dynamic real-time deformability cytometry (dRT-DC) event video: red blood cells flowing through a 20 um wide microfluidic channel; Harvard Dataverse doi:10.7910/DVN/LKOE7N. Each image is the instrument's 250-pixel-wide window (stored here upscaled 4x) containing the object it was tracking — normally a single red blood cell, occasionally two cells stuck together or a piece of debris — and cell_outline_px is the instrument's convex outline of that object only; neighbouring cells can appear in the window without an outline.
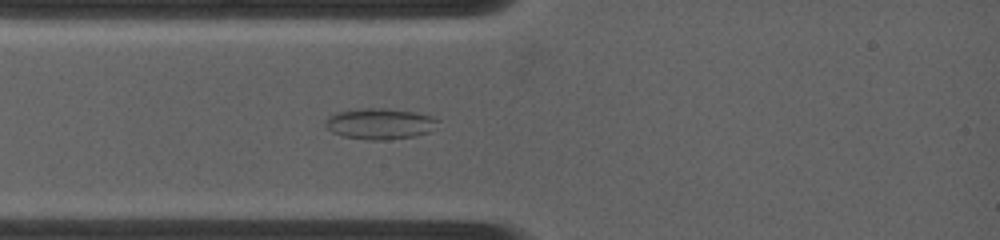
{"species": "common noctule bat (a hibernating species)", "species_latin": "Nyctalus noctula", "temperature_condition": "warm", "stored_images_in_passage": 58, "camera_frame_rate_fps": 4500, "um_per_image_px": 0.085, "animal": {"sex": "female", "body_mass_g": 19.0, "forearm_length_mm": 53.3}, "frame": {"image": 1, "passage_image": 1, "time_ms": 0.0, "image_size_px": [1000, 240], "cell_outline_px": [[440, 120], [428, 132], [412, 136], [384, 140], [368, 140], [344, 136], [332, 132], [324, 124], [324, 120], [328, 116], [336, 112], [360, 108], [388, 108], [416, 112], [432, 116]], "centroid_in_image_um": [32.25, 10.5], "position_along_channel_um": 52.7, "area_um2": 20.29}}
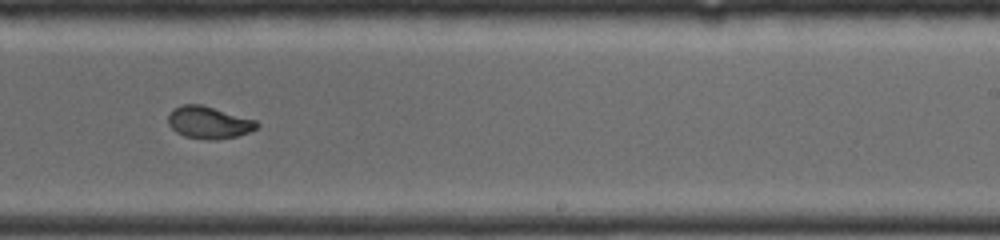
{"frame": {"image": 2, "passage_image": 26, "time_ms": 5.556, "image_size_px": [1000, 240], "cell_outline_px": [[260, 124], [256, 128], [248, 132], [236, 136], [216, 140], [204, 140], [184, 136], [176, 132], [168, 124], [168, 116], [176, 108], [184, 104], [200, 104], [256, 120]], "centroid_in_image_um": [17.75, 10.43], "position_along_channel_um": 271.3, "area_um2": 16.47}}
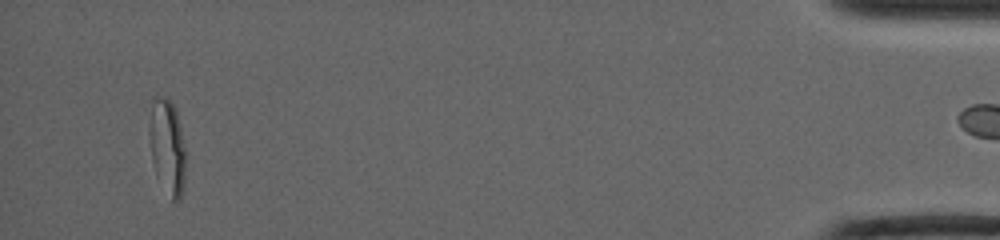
{"frame": {"image": 3, "passage_image": 57, "time_ms": 12.444, "image_size_px": [1000, 240], "cell_outline_px": [[184, 184], [180, 200], [172, 200], [156, 176], [152, 160], [148, 128], [152, 100], [164, 96], [172, 104], [176, 112], [180, 128], [184, 148]], "centroid_in_image_um": [14.19, 12.49], "position_along_channel_um": 421.0, "area_um2": 19.71}}